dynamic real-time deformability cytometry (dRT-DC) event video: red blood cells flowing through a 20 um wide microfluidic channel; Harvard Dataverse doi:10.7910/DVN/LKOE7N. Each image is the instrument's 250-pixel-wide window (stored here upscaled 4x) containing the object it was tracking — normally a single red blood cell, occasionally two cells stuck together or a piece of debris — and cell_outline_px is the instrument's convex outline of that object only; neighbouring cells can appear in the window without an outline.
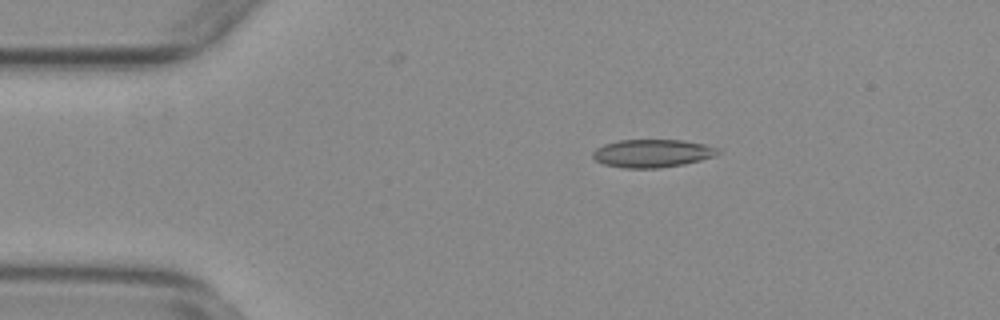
{"species": "common noctule bat (a hibernating species)", "species_latin": "Nyctalus noctula", "temperature_condition": "warm", "stored_images_in_passage": 47, "camera_frame_rate_fps": 3000, "um_per_image_px": 0.085, "animal": {"sex": "female", "body_mass_g": 29.2, "forearm_length_mm": 56.3}, "frame": {"image": 1, "passage_image": 2, "time_ms": 0.333, "image_size_px": [1000, 320], "cell_outline_px": [[720, 152], [716, 156], [684, 164], [660, 168], [624, 168], [604, 164], [596, 160], [592, 156], [592, 152], [596, 148], [604, 144], [616, 140], [680, 140], [704, 144], [716, 148]], "centroid_in_image_um": [55.42, 13.03], "position_along_channel_um": 29.6, "area_um2": 20.4}}
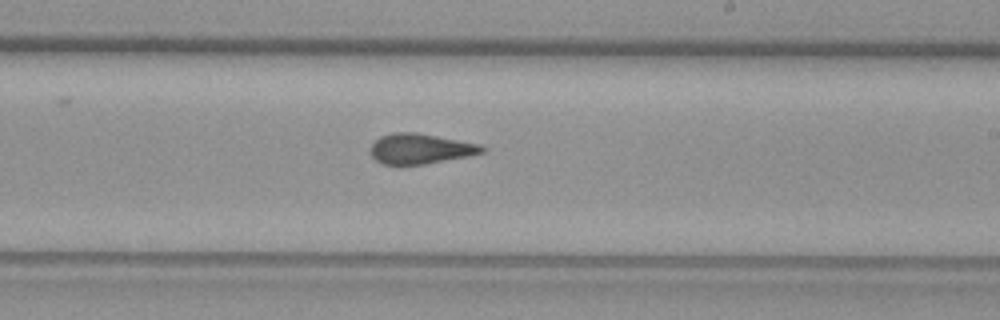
{"frame": {"image": 2, "passage_image": 24, "time_ms": 7.667, "image_size_px": [1000, 320], "cell_outline_px": [[488, 148], [484, 152], [468, 156], [424, 164], [384, 164], [376, 160], [372, 156], [372, 144], [380, 136], [392, 132], [416, 132], [480, 144]], "centroid_in_image_um": [35.76, 12.63], "position_along_channel_um": 253.2, "area_um2": 19.48}}
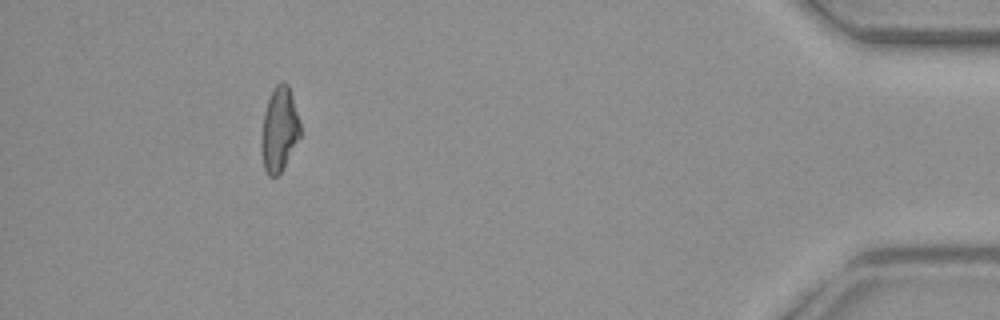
{"frame": {"image": 3, "passage_image": 42, "time_ms": 13.667, "image_size_px": [1000, 320], "cell_outline_px": [[300, 136], [280, 172], [276, 176], [268, 176], [264, 168], [260, 152], [260, 140], [264, 112], [272, 88], [280, 80], [284, 80], [288, 84], [292, 96], [300, 124]], "centroid_in_image_um": [23.7, 10.97], "position_along_channel_um": 411.5, "area_um2": 19.13}, "authors_computed_cell_mechanics": {"area_um2": 19.8254, "velocity_mm_per_s": 3.7483, "shape_relaxation_time_tau1_ms": null, "shape_relaxation_time_tau2_ms": 1.7118, "deformation_change_tau1": null, "deformation_change_tau2": 0.0887}}